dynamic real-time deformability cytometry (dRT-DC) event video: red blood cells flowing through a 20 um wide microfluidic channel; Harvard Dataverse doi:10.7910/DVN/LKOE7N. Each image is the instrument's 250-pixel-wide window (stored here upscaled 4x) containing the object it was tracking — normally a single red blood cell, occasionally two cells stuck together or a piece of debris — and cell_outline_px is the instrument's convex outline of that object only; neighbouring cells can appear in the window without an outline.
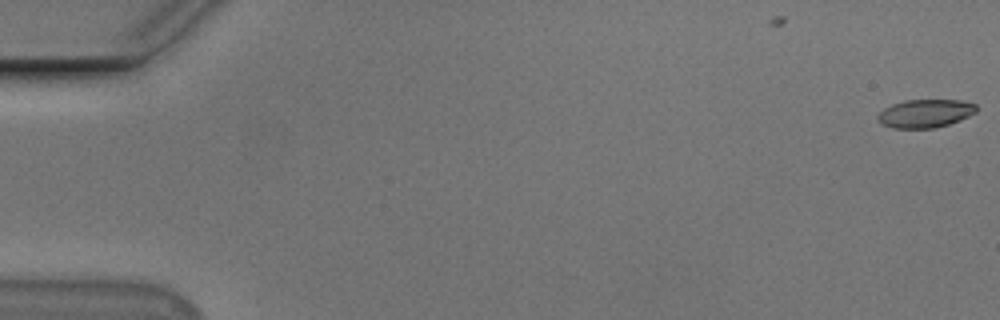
{"species": "Egyptian fruit bat (a non-hibernating species)", "species_latin": "Rousettus aegyptiacus", "temperature_condition": "cold", "stored_images_in_passage": 8, "camera_frame_rate_fps": 3000, "um_per_image_px": 0.085, "animal": {"sex": "male"}, "frame": {"image": 1, "passage_image": 1, "time_ms": 0.0, "image_size_px": [1000, 320], "cell_outline_px": [[976, 112], [960, 120], [936, 128], [892, 128], [880, 124], [876, 116], [884, 108], [892, 104], [904, 100], [960, 100], [976, 104]], "centroid_in_image_um": [78.61, 9.64], "position_along_channel_um": 6.4, "area_um2": 16.3}}
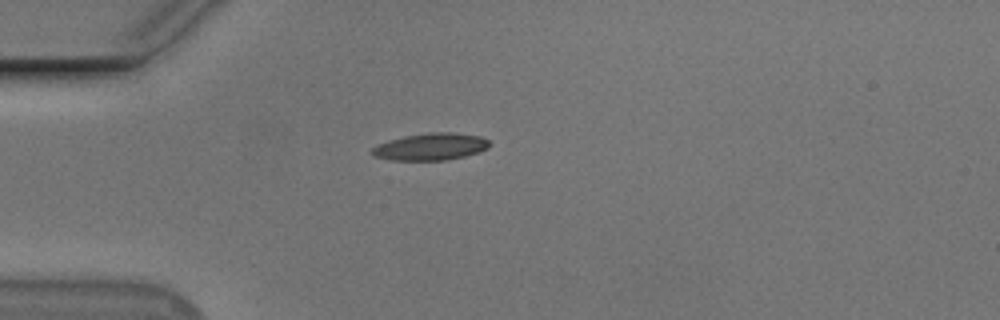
{"frame": {"image": 2, "passage_image": 5, "time_ms": 5.0, "image_size_px": [1000, 320], "cell_outline_px": [[488, 148], [464, 156], [448, 160], [392, 160], [372, 156], [368, 152], [372, 148], [388, 140], [404, 136], [428, 132], [452, 132], [480, 136], [488, 140]], "centroid_in_image_um": [36.55, 12.47], "position_along_channel_um": 48.4, "area_um2": 18.5}}
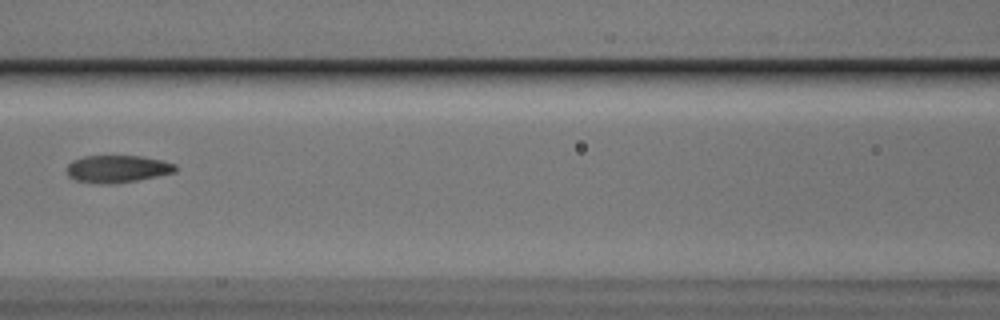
{"frame": {"image": 3, "passage_image": 8, "time_ms": 8.333, "image_size_px": [1000, 320], "cell_outline_px": [[176, 172], [136, 180], [100, 184], [76, 180], [68, 176], [68, 164], [72, 160], [84, 156], [140, 156], [160, 160], [176, 164]], "centroid_in_image_um": [9.96, 14.34], "position_along_channel_um": 156.6, "area_um2": 16.99}}